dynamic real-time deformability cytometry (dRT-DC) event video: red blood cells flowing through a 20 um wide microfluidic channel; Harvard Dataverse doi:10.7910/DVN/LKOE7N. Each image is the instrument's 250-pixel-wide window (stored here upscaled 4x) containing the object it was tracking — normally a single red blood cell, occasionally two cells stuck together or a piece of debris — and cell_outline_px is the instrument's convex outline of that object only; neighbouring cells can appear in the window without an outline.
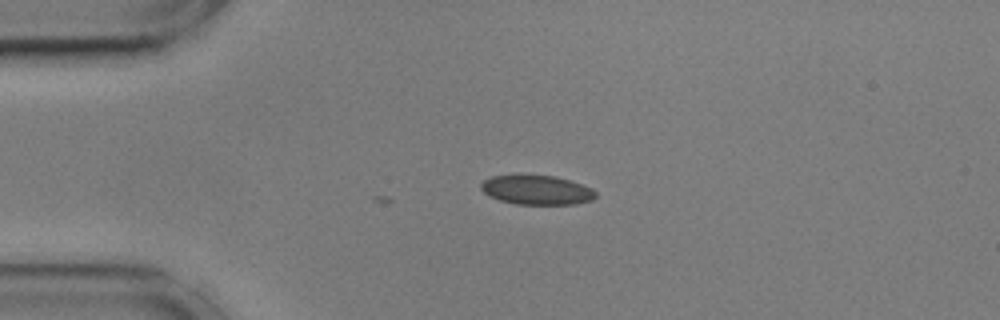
{"species": "common noctule bat (a hibernating species)", "species_latin": "Nyctalus noctula", "temperature_condition": "cold", "stored_images_in_passage": 18, "camera_frame_rate_fps": 3000, "um_per_image_px": 0.085, "animal": {"sex": "male", "body_mass_g": 17.9, "forearm_length_mm": 54.2}, "frame": {"image": 1, "passage_image": 3, "time_ms": 0.667, "image_size_px": [1000, 320], "cell_outline_px": [[596, 196], [592, 200], [576, 204], [516, 204], [500, 200], [488, 196], [480, 188], [480, 184], [484, 180], [492, 176], [556, 176], [592, 188], [596, 192]], "centroid_in_image_um": [45.62, 16.16], "position_along_channel_um": 39.4, "area_um2": 19.36}}
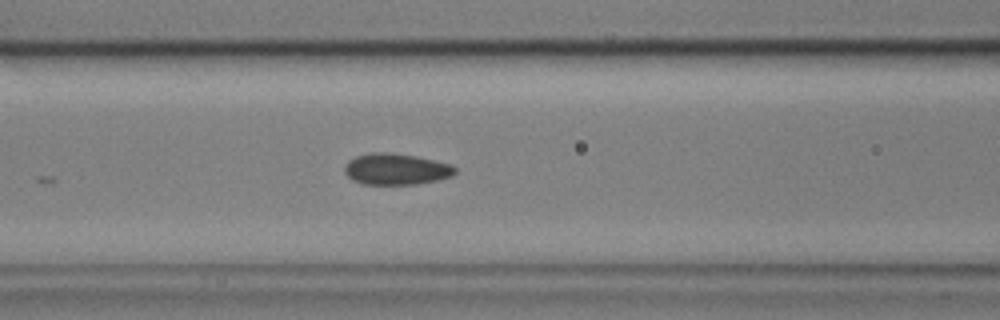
{"frame": {"image": 2, "passage_image": 13, "time_ms": 4.0, "image_size_px": [1000, 320], "cell_outline_px": [[456, 172], [452, 176], [436, 180], [416, 184], [360, 184], [352, 180], [344, 172], [344, 168], [348, 160], [356, 156], [372, 152], [384, 152], [416, 156], [448, 164], [456, 168]], "centroid_in_image_um": [33.62, 14.38], "position_along_channel_um": 133.0, "area_um2": 20.0}}